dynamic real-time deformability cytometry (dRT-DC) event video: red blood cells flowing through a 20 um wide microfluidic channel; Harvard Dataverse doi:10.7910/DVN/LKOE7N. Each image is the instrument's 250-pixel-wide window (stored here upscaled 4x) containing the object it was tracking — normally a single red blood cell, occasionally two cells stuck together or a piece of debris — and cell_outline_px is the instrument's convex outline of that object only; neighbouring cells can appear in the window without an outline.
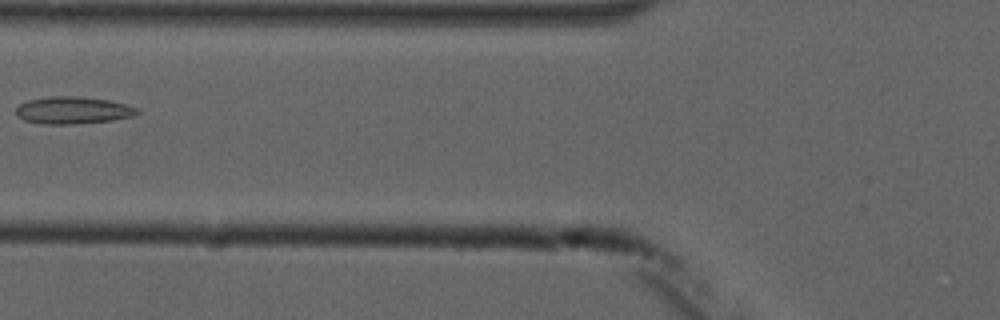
{"species": "common noctule bat (a hibernating species)", "species_latin": "Nyctalus noctula", "temperature_condition": "cold", "stored_images_in_passage": 6, "camera_frame_rate_fps": 3000, "um_per_image_px": 0.085, "animal": {"sex": "male", "forearm_length_mm": 52.5}, "frame": {"image": 1, "passage_image": 6, "time_ms": 6.667, "image_size_px": [1000, 320], "cell_outline_px": [[140, 112], [132, 116], [112, 120], [76, 124], [44, 124], [24, 120], [16, 116], [16, 108], [20, 104], [28, 100], [48, 96], [76, 96], [108, 100], [128, 104], [136, 108]], "centroid_in_image_um": [6.18, 9.37], "position_along_channel_um": 119.6, "area_um2": 19.25}}